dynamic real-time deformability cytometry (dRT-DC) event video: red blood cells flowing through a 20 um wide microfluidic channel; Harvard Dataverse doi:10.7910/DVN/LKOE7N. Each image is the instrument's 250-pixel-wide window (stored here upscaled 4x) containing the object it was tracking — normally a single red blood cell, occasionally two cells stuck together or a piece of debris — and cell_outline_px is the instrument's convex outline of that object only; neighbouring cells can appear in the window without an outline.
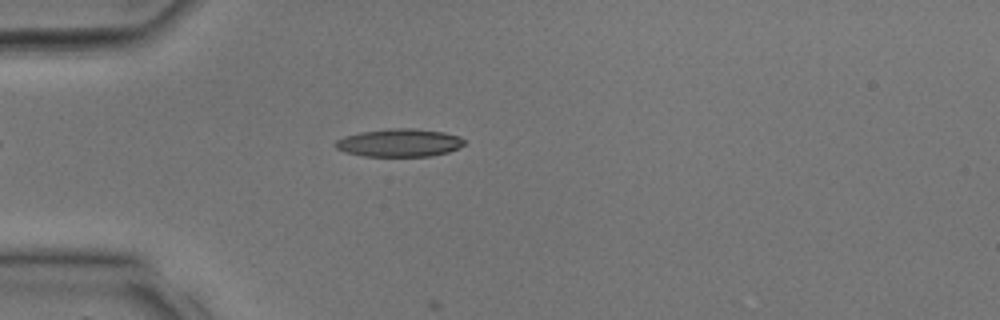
{"species": "common noctule bat (a hibernating species)", "species_latin": "Nyctalus noctula", "temperature_condition": "room temperature", "stored_images_in_passage": 6, "camera_frame_rate_fps": 3000, "um_per_image_px": 0.085, "animal": {"sex": "male", "body_mass_g": 17.9, "forearm_length_mm": 54.2}, "frame": {"image": 1, "passage_image": 2, "time_ms": 0.333, "image_size_px": [1000, 320], "cell_outline_px": [[464, 144], [448, 152], [432, 156], [364, 156], [344, 152], [336, 148], [332, 144], [336, 140], [344, 136], [360, 132], [388, 128], [416, 128], [444, 132], [460, 136], [464, 140]], "centroid_in_image_um": [33.91, 12.13], "position_along_channel_um": 51.1, "area_um2": 21.15}}